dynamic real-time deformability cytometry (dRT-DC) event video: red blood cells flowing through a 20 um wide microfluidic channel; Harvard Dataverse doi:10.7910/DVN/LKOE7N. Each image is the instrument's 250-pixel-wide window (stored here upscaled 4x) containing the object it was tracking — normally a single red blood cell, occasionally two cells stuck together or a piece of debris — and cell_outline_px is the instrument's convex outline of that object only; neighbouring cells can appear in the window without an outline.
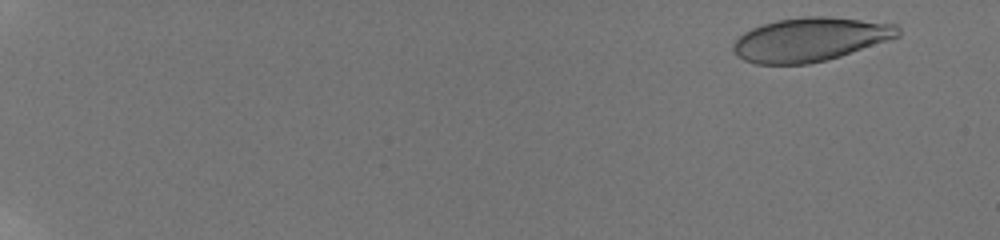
{"species": "human", "species_latin": "Homo sapiens", "temperature_condition": "room temperature", "stored_images_in_passage": 41, "camera_frame_rate_fps": 3000, "um_per_image_px": 0.085, "donor": {"sex": "male"}, "frame": {"image": 1, "passage_image": 6, "time_ms": 1.333, "image_size_px": [1000, 240], "cell_outline_px": [[900, 36], [840, 56], [808, 64], [756, 64], [744, 60], [736, 56], [732, 48], [732, 44], [744, 32], [752, 28], [776, 20], [804, 16], [828, 16], [896, 24], [900, 28]], "centroid_in_image_um": [68.84, 3.35], "position_along_channel_um": 16.2, "area_um2": 41.91}}
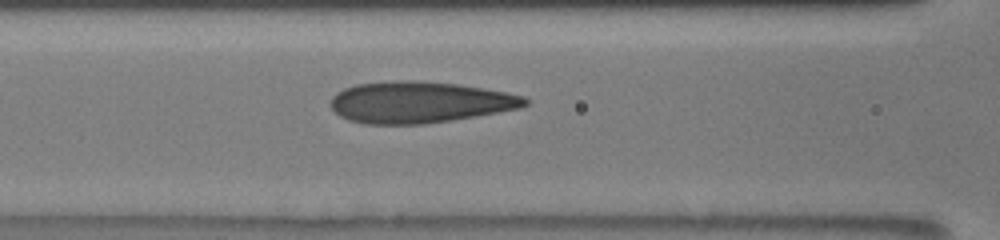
{"frame": {"image": 2, "passage_image": 33, "time_ms": 9.667, "image_size_px": [1000, 240], "cell_outline_px": [[528, 104], [520, 108], [476, 116], [452, 120], [424, 124], [364, 124], [348, 120], [340, 116], [328, 104], [332, 96], [336, 92], [344, 88], [356, 84], [400, 80], [408, 80], [460, 84], [484, 88], [524, 96], [528, 100]], "centroid_in_image_um": [35.63, 8.69], "position_along_channel_um": 131.0, "area_um2": 46.99}}
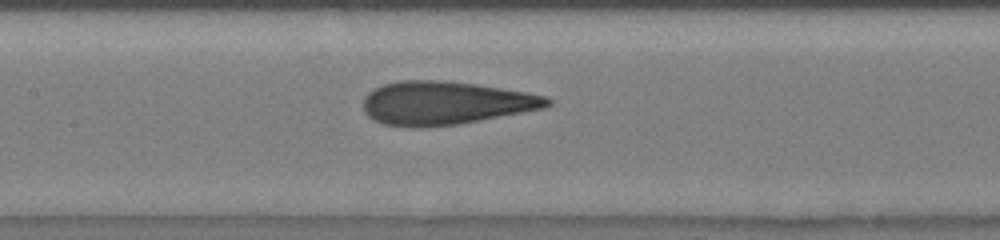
{"frame": {"image": 3, "passage_image": 36, "time_ms": 10.667, "image_size_px": [1000, 240], "cell_outline_px": [[552, 104], [544, 108], [480, 120], [456, 124], [420, 128], [412, 128], [384, 124], [372, 120], [364, 112], [364, 96], [368, 92], [384, 84], [400, 80], [436, 80], [476, 84], [548, 96], [552, 100]], "centroid_in_image_um": [37.82, 8.76], "position_along_channel_um": 169.6, "area_um2": 46.41}}